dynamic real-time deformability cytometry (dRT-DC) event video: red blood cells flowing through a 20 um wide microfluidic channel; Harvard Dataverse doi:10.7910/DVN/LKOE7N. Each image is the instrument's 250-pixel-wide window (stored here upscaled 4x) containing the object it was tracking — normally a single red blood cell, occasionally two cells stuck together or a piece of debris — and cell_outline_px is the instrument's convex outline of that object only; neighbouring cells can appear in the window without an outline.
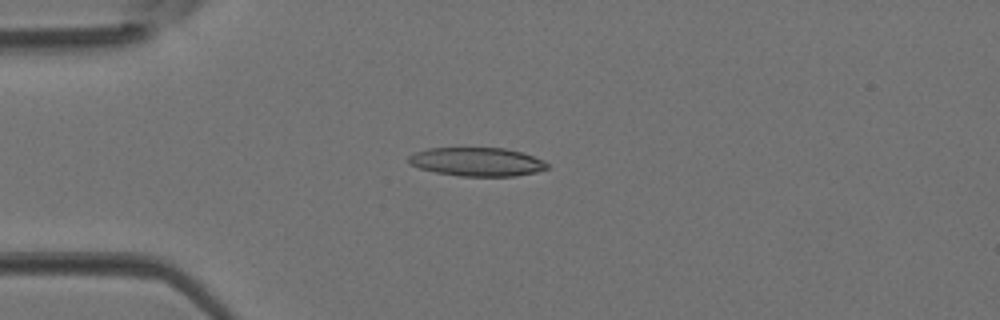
{"species": "Egyptian fruit bat (a non-hibernating species)", "species_latin": "Rousettus aegyptiacus", "temperature_condition": "room temperature", "stored_images_in_passage": 3, "camera_frame_rate_fps": 3000, "um_per_image_px": 0.085, "animal": {"sex": "female"}, "frame": {"image": 1, "passage_image": 2, "time_ms": 0.333, "image_size_px": [1000, 320], "cell_outline_px": [[548, 168], [536, 172], [516, 176], [460, 176], [436, 172], [420, 168], [408, 164], [408, 156], [416, 152], [428, 148], [504, 148], [520, 152], [544, 160], [548, 164]], "centroid_in_image_um": [40.53, 13.76], "position_along_channel_um": 44.5, "area_um2": 23.06}}